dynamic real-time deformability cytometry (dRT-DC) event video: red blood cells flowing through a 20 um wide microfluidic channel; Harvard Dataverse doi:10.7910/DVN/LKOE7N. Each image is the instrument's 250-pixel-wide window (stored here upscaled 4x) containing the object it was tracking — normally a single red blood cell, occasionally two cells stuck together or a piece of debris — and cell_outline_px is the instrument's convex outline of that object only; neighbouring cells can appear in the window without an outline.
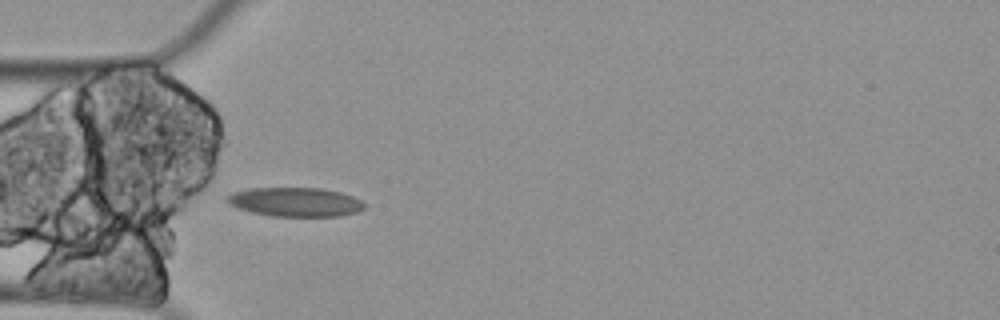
{"species": "Egyptian fruit bat (a non-hibernating species)", "species_latin": "Rousettus aegyptiacus", "temperature_condition": "cold", "stored_images_in_passage": 6, "camera_frame_rate_fps": 3000, "um_per_image_px": 0.085, "animal": {"sex": "female"}, "frame": {"image": 1, "passage_image": 3, "time_ms": 0.667, "image_size_px": [1000, 320], "cell_outline_px": [[364, 208], [356, 212], [340, 216], [272, 216], [252, 212], [228, 204], [224, 200], [224, 196], [232, 192], [248, 188], [320, 188], [340, 192], [352, 196], [360, 200], [364, 204]], "centroid_in_image_um": [25.04, 17.16], "position_along_channel_um": 60.0, "area_um2": 23.29}}
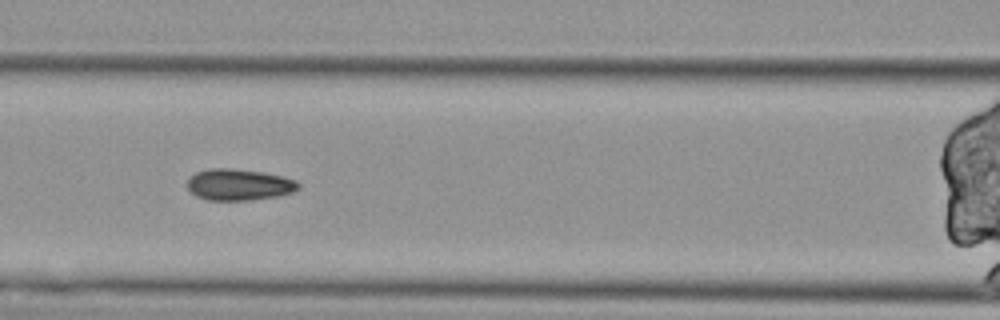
{"frame": {"image": 2, "passage_image": 5, "time_ms": 1.333, "image_size_px": [1000, 320], "cell_outline_px": [[300, 188], [292, 192], [276, 196], [248, 200], [208, 200], [196, 196], [188, 188], [188, 180], [196, 172], [208, 168], [232, 168], [264, 172], [284, 176], [296, 180], [300, 184]], "centroid_in_image_um": [20.33, 15.68], "position_along_channel_um": 146.3, "area_um2": 20.35}}
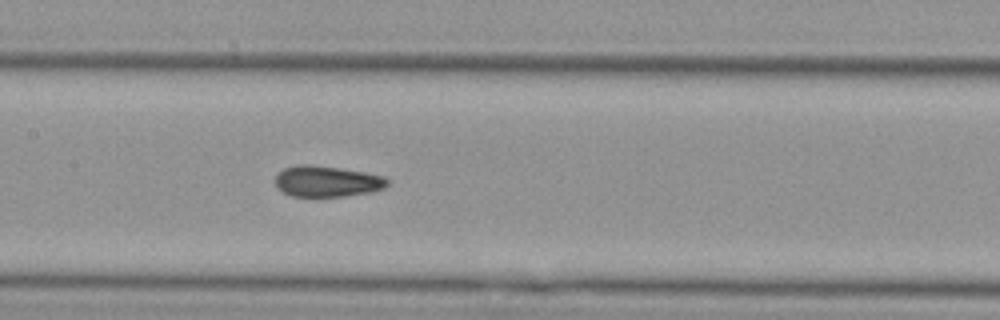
{"frame": {"image": 3, "passage_image": 6, "time_ms": 1.667, "image_size_px": [1000, 320], "cell_outline_px": [[388, 184], [384, 188], [372, 192], [344, 196], [292, 196], [276, 188], [276, 176], [284, 168], [296, 164], [312, 164], [340, 168], [364, 172], [384, 176], [388, 180]], "centroid_in_image_um": [27.79, 15.4], "position_along_channel_um": 179.6, "area_um2": 20.29}}